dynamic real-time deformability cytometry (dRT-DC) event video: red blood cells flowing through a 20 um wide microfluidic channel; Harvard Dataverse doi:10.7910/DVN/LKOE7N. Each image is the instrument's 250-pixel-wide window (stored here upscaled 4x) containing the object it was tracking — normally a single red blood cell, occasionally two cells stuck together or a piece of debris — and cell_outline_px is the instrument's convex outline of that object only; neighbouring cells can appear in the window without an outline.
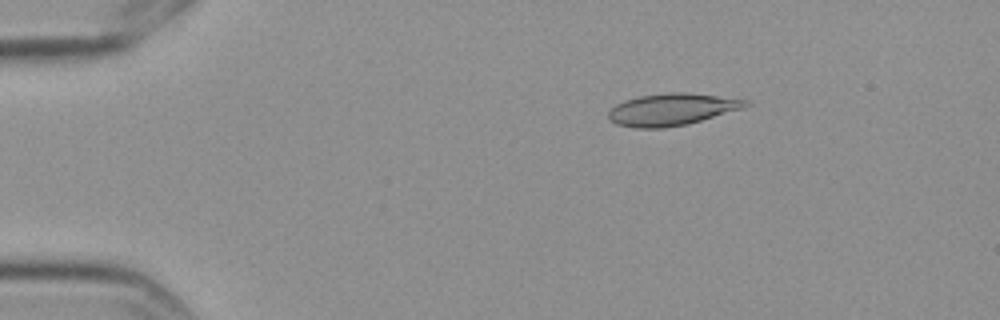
{"species": "Egyptian fruit bat (a non-hibernating species)", "species_latin": "Rousettus aegyptiacus", "temperature_condition": "cold", "stored_images_in_passage": 5, "camera_frame_rate_fps": 3000, "um_per_image_px": 0.085, "frame": {"image": 1, "passage_image": 3, "time_ms": 0.667, "image_size_px": [1000, 320], "cell_outline_px": [[752, 104], [740, 108], [688, 124], [664, 128], [636, 128], [616, 124], [608, 120], [608, 112], [616, 104], [624, 100], [640, 96], [668, 92], [688, 92], [748, 100]], "centroid_in_image_um": [57.05, 9.3], "position_along_channel_um": 28.0, "area_um2": 25.43}}